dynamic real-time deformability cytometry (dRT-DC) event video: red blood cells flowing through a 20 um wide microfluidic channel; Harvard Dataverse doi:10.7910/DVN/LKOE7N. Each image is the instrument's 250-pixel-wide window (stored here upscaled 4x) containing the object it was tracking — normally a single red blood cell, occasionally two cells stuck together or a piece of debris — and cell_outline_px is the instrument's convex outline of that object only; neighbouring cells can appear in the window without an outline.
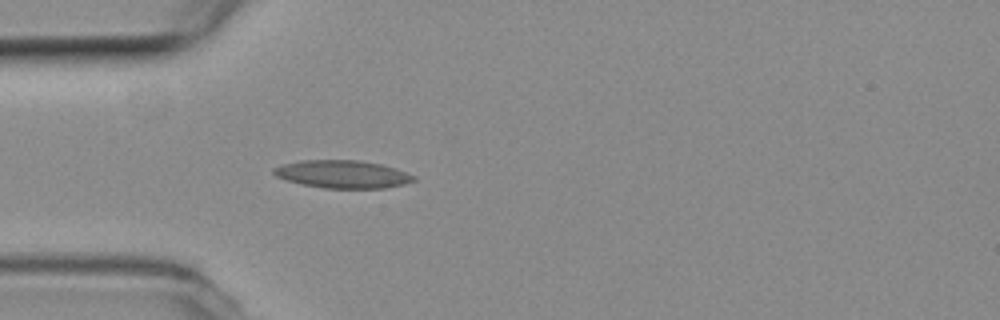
{"species": "common noctule bat (a hibernating species)", "species_latin": "Nyctalus noctula", "temperature_condition": "room temperature", "stored_images_in_passage": 39, "camera_frame_rate_fps": 3000, "um_per_image_px": 0.085, "animal": {"sex": "female", "body_mass_g": 19.3, "forearm_length_mm": 54.1}, "frame": {"image": 1, "passage_image": 1, "time_ms": 0.0, "image_size_px": [1000, 320], "cell_outline_px": [[416, 180], [404, 184], [384, 188], [324, 188], [300, 184], [276, 176], [272, 172], [272, 168], [284, 164], [300, 160], [360, 160], [380, 164], [396, 168], [416, 176]], "centroid_in_image_um": [29.13, 14.8], "position_along_channel_um": 55.9, "area_um2": 22.72}}
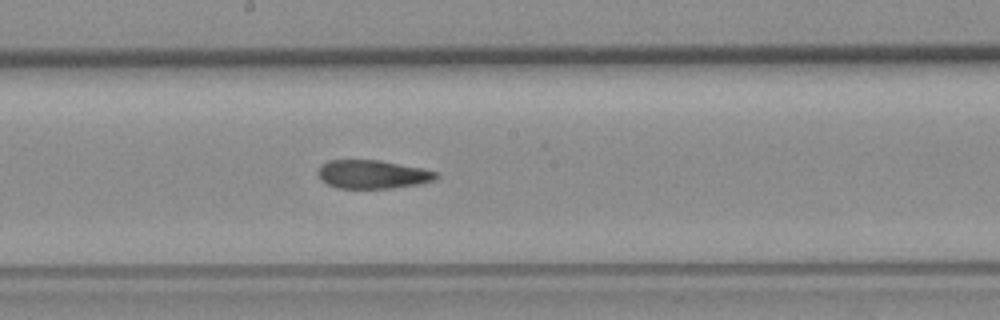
{"frame": {"image": 2, "passage_image": 14, "time_ms": 4.333, "image_size_px": [1000, 320], "cell_outline_px": [[440, 176], [436, 180], [420, 184], [392, 188], [336, 188], [320, 180], [316, 172], [320, 164], [328, 160], [380, 160], [424, 168], [440, 172]], "centroid_in_image_um": [31.69, 14.81], "position_along_channel_um": 216.5, "area_um2": 20.11}}
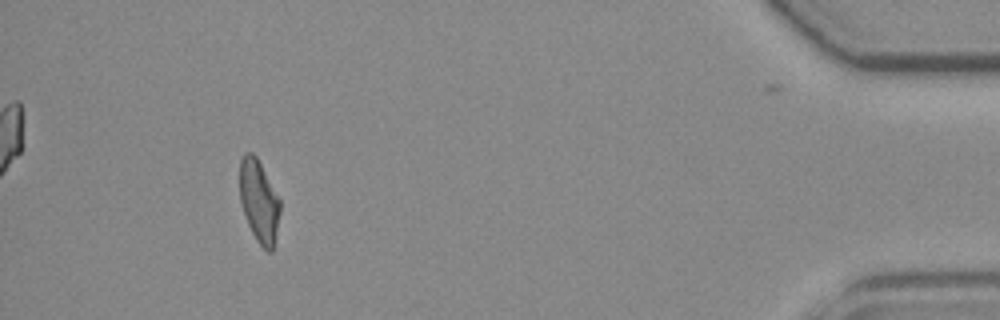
{"frame": {"image": 3, "passage_image": 35, "time_ms": 11.333, "image_size_px": [1000, 320], "cell_outline_px": [[280, 212], [272, 252], [268, 252], [256, 240], [248, 224], [240, 200], [240, 160], [244, 152], [252, 152], [256, 156], [280, 200]], "centroid_in_image_um": [22.01, 17.09], "position_along_channel_um": 413.2, "area_um2": 19.07}, "authors_computed_cell_mechanics": {"area_um2": 20.23, "velocity_mm_per_s": 3.801, "shape_relaxation_time_tau1_ms": null, "shape_relaxation_time_tau2_ms": 2.1367, "deformation_change_tau1": null, "deformation_change_tau2": 0.0956}}